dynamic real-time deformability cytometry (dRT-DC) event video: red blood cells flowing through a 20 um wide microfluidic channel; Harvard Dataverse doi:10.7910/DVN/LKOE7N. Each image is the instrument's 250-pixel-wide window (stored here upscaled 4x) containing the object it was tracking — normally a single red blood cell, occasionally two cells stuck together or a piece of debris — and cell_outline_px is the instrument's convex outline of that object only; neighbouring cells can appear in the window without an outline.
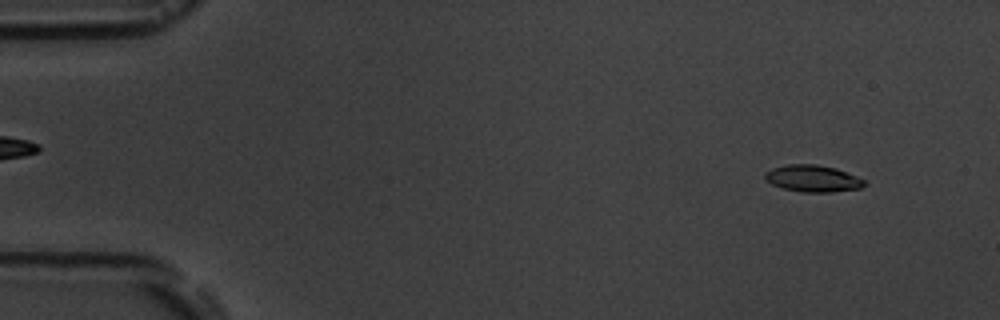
{"species": "common noctule bat (a hibernating species)", "species_latin": "Nyctalus noctula", "temperature_condition": "room temperature", "stored_images_in_passage": 5, "segment_of_instrument_passage": [2, 2], "camera_frame_rate_fps": 3000, "um_per_image_px": 0.085, "animal": {"sex": "male", "body_mass_g": 19.5, "forearm_length_mm": 54.6}, "frame": {"image": 1, "passage_image": 5, "time_ms": 5.333, "image_size_px": [1000, 320], "cell_outline_px": [[868, 184], [860, 188], [832, 192], [800, 192], [784, 188], [772, 184], [764, 176], [764, 172], [772, 168], [788, 164], [816, 164], [836, 168], [856, 176], [864, 180]], "centroid_in_image_um": [69.1, 15.17], "position_along_channel_um": 15.9, "area_um2": 15.49}}